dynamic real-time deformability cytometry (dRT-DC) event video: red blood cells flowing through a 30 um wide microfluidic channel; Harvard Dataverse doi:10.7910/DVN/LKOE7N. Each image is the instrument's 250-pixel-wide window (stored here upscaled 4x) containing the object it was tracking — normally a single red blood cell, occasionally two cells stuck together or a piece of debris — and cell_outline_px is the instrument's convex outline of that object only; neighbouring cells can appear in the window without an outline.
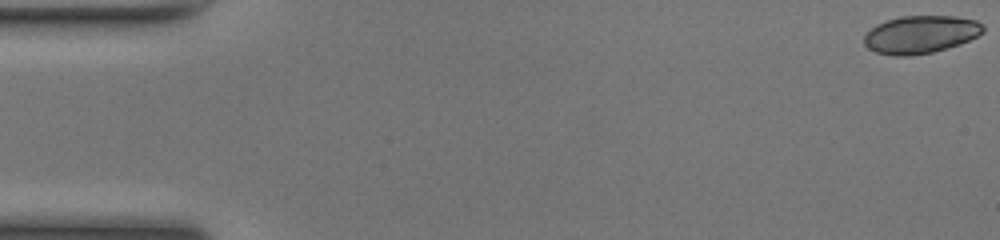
{"species": "common noctule bat (a hibernating species)", "species_latin": "Nyctalus noctula", "temperature_condition": "room temperature", "stored_images_in_passage": 49, "camera_frame_rate_fps": 3000, "um_per_image_px": 0.085, "animal": {"sex": "female", "body_mass_g": 17.0, "forearm_length_mm": 48.0}, "frame": {"image": 1, "passage_image": 1, "time_ms": 0.0, "image_size_px": [1000, 240], "cell_outline_px": [[984, 32], [960, 44], [932, 52], [912, 56], [892, 56], [876, 52], [868, 48], [864, 44], [864, 36], [876, 24], [900, 16], [956, 16], [976, 20], [984, 24]], "centroid_in_image_um": [78.26, 2.93], "position_along_channel_um": 6.7, "area_um2": 26.24}}
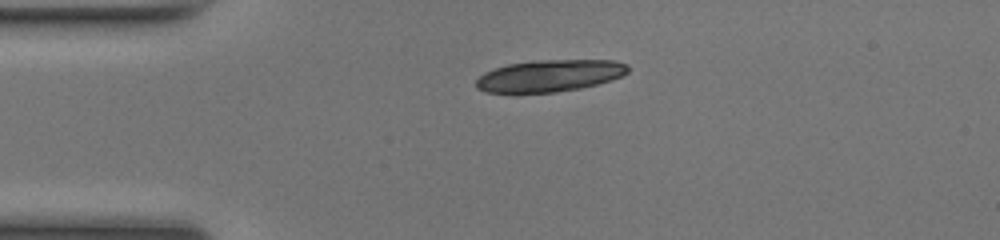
{"frame": {"image": 2, "passage_image": 12, "time_ms": 3.667, "image_size_px": [1000, 240], "cell_outline_px": [[628, 72], [612, 80], [580, 88], [556, 92], [516, 96], [484, 92], [476, 88], [476, 80], [484, 72], [508, 64], [540, 60], [616, 60], [628, 64]], "centroid_in_image_um": [46.64, 6.48], "position_along_channel_um": 38.4, "area_um2": 29.07}, "authors_computed_cell_mechanics": {"area_um2": 26.8192, "velocity_mm_per_s": 4.2299, "shape_relaxation_time_tau1_ms": null, "shape_relaxation_time_tau2_ms": 2.4091, "deformation_change_tau1": null, "deformation_change_tau2": 0.0545}}